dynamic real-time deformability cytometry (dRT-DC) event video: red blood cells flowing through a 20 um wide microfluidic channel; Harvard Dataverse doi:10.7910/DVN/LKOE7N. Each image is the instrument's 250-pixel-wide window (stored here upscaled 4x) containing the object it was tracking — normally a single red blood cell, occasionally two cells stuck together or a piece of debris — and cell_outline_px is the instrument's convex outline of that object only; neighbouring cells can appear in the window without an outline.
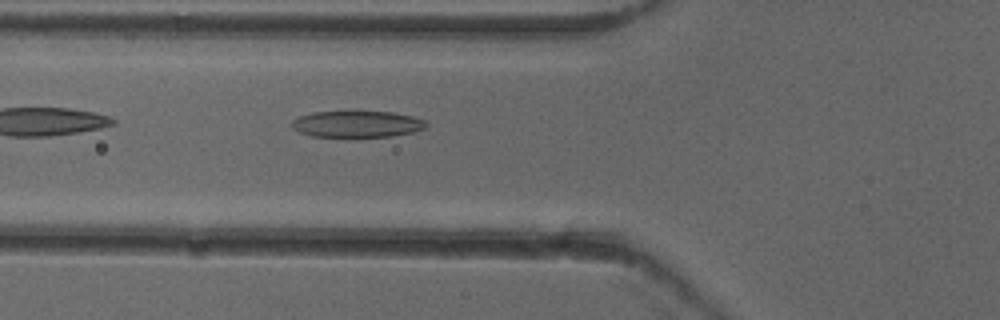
{"species": "common noctule bat (a hibernating species)", "species_latin": "Nyctalus noctula", "temperature_condition": "cold", "stored_images_in_passage": 37, "camera_frame_rate_fps": 3000, "um_per_image_px": 0.085, "animal": {"sex": "female"}, "frame": {"image": 1, "passage_image": 4, "time_ms": 1.0, "image_size_px": [1000, 320], "cell_outline_px": [[428, 124], [424, 128], [412, 132], [392, 136], [356, 140], [312, 136], [300, 132], [292, 128], [292, 120], [300, 116], [312, 112], [356, 108], [396, 112], [412, 116], [424, 120]], "centroid_in_image_um": [30.33, 10.53], "position_along_channel_um": 95.5, "area_um2": 22.77}}
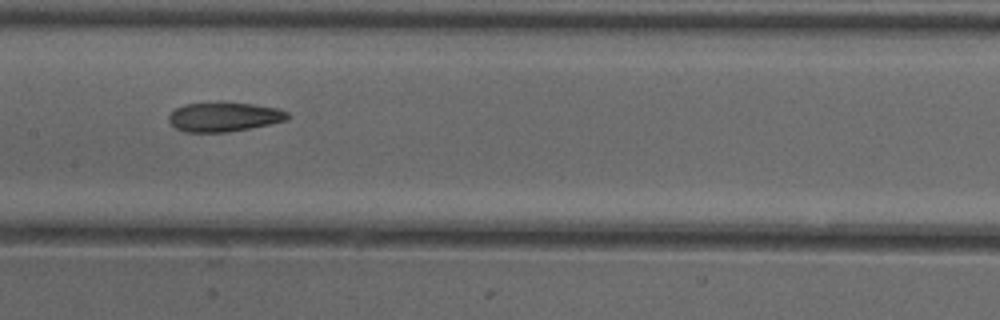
{"frame": {"image": 2, "passage_image": 11, "time_ms": 3.333, "image_size_px": [1000, 320], "cell_outline_px": [[292, 116], [288, 120], [228, 132], [184, 132], [176, 128], [168, 120], [168, 116], [176, 108], [184, 104], [252, 104], [276, 108], [288, 112]], "centroid_in_image_um": [19.06, 9.96], "position_along_channel_um": 188.3, "area_um2": 19.77}}
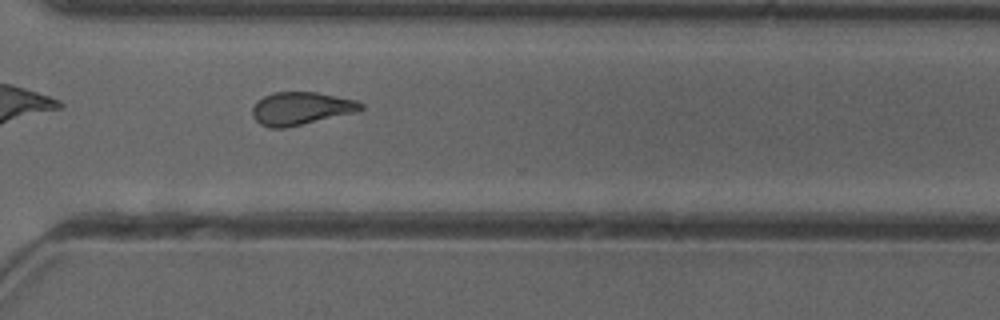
{"frame": {"image": 3, "passage_image": 23, "time_ms": 7.333, "image_size_px": [1000, 320], "cell_outline_px": [[364, 108], [356, 112], [284, 128], [272, 128], [260, 124], [252, 116], [252, 108], [256, 100], [272, 92], [316, 92], [356, 100], [364, 104]], "centroid_in_image_um": [25.56, 9.21], "position_along_channel_um": 345.0, "area_um2": 20.75}, "authors_computed_cell_mechanics": {"area_um2": 20.6346, "velocity_mm_per_s": 3.9314, "shape_relaxation_time_tau1_ms": null, "shape_relaxation_time_tau2_ms": 2.5732, "deformation_change_tau1": null, "deformation_change_tau2": 0.1069}}